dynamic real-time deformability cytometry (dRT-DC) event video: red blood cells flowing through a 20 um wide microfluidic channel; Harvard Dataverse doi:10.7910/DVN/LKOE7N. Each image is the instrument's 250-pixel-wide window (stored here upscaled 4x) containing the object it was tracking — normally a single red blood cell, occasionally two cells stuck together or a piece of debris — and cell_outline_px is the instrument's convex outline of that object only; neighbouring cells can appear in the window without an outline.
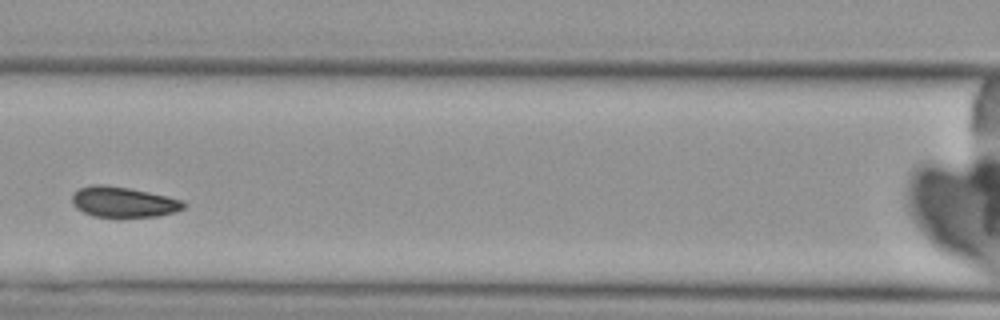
{"species": "Egyptian fruit bat (a non-hibernating species)", "species_latin": "Rousettus aegyptiacus", "temperature_condition": "cold", "stored_images_in_passage": 5, "camera_frame_rate_fps": 3000, "um_per_image_px": 0.085, "animal": {"sex": "female"}, "frame": {"image": 1, "passage_image": 3, "time_ms": 2.333, "image_size_px": [1000, 320], "cell_outline_px": [[184, 208], [176, 212], [156, 216], [92, 216], [76, 208], [72, 204], [72, 196], [80, 188], [92, 184], [104, 184], [128, 188], [148, 192], [180, 200], [184, 204]], "centroid_in_image_um": [10.44, 17.16], "position_along_channel_um": 156.2, "area_um2": 19.36}}
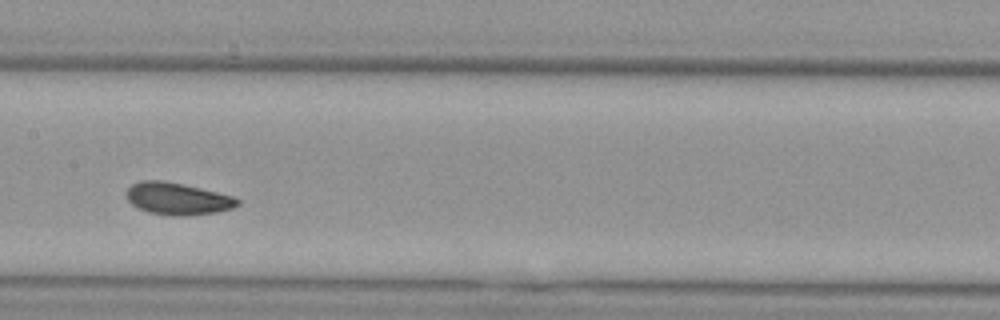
{"frame": {"image": 2, "passage_image": 4, "time_ms": 3.333, "image_size_px": [1000, 320], "cell_outline_px": [[240, 204], [232, 208], [216, 212], [184, 216], [176, 216], [148, 212], [132, 204], [128, 200], [124, 192], [132, 184], [140, 180], [160, 180], [200, 188], [232, 196], [240, 200]], "centroid_in_image_um": [15.06, 16.89], "position_along_channel_um": 192.3, "area_um2": 20.58}}
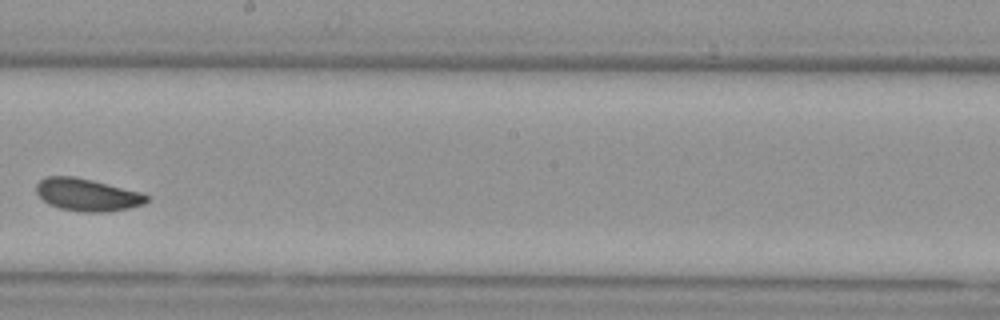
{"frame": {"image": 3, "passage_image": 5, "time_ms": 4.667, "image_size_px": [1000, 320], "cell_outline_px": [[148, 200], [144, 204], [128, 208], [104, 212], [84, 212], [60, 208], [48, 204], [36, 192], [36, 184], [44, 176], [72, 176], [92, 180], [140, 192], [148, 196]], "centroid_in_image_um": [7.38, 16.55], "position_along_channel_um": 240.8, "area_um2": 20.69}}